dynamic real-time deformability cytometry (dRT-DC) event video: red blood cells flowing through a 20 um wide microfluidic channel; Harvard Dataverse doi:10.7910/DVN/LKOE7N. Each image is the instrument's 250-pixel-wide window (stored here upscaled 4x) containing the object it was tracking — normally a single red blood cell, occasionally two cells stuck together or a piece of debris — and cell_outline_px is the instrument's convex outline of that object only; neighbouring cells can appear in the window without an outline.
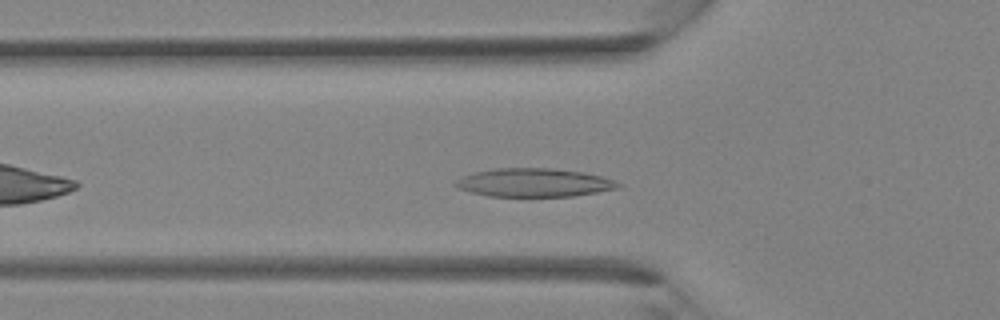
{"species": "Egyptian fruit bat (a non-hibernating species)", "species_latin": "Rousettus aegyptiacus", "temperature_condition": "room temperature", "stored_images_in_passage": 29, "camera_frame_rate_fps": 3000, "um_per_image_px": 0.085, "animal": {"sex": "female"}, "frame": {"image": 1, "passage_image": 5, "time_ms": 1.333, "image_size_px": [1000, 320], "cell_outline_px": [[624, 184], [620, 188], [572, 196], [488, 196], [456, 188], [456, 180], [464, 176], [476, 172], [492, 168], [552, 168], [584, 172], [600, 176]], "centroid_in_image_um": [45.42, 15.52], "position_along_channel_um": 80.4, "area_um2": 26.82}}
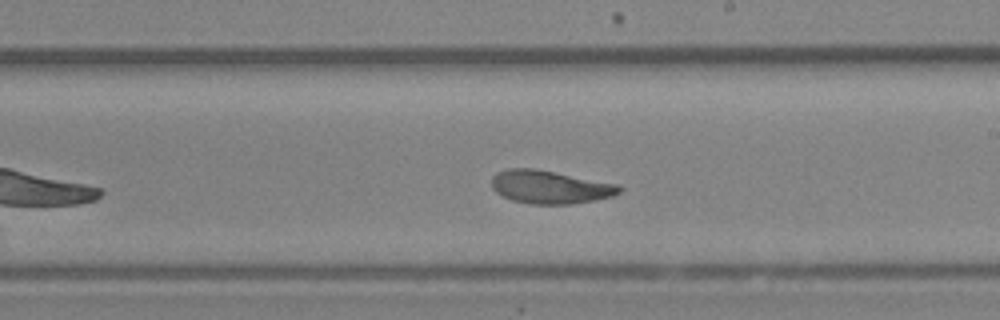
{"frame": {"image": 2, "passage_image": 14, "time_ms": 4.333, "image_size_px": [1000, 320], "cell_outline_px": [[624, 188], [620, 192], [612, 196], [596, 200], [572, 204], [532, 204], [512, 200], [496, 192], [492, 188], [492, 176], [496, 172], [508, 168], [532, 168], [620, 184]], "centroid_in_image_um": [46.77, 15.89], "position_along_channel_um": 242.2, "area_um2": 24.74}}
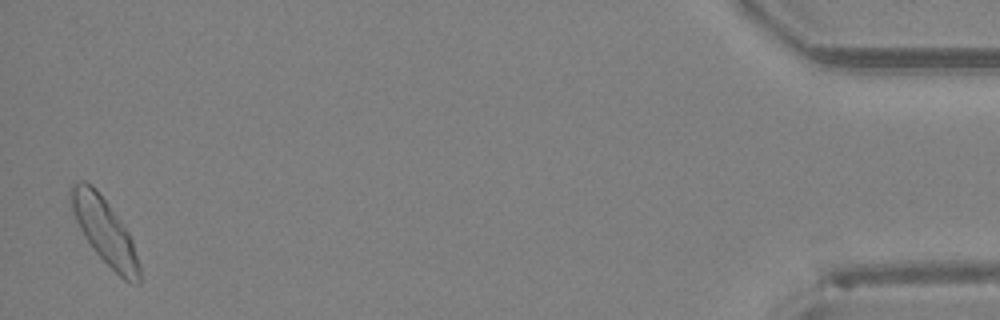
{"frame": {"image": 3, "passage_image": 29, "time_ms": 9.333, "image_size_px": [1000, 320], "cell_outline_px": [[140, 284], [132, 284], [124, 280], [96, 252], [84, 236], [76, 220], [68, 196], [68, 188], [72, 184], [80, 180], [84, 180], [96, 188], [128, 232], [132, 240], [140, 264]], "centroid_in_image_um": [8.88, 19.62], "position_along_channel_um": 426.3, "area_um2": 25.89}}